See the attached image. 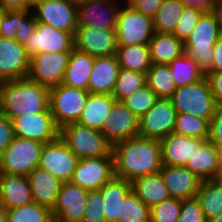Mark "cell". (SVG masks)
<instances>
[{"instance_id":"obj_1","label":"cell","mask_w":222,"mask_h":222,"mask_svg":"<svg viewBox=\"0 0 222 222\" xmlns=\"http://www.w3.org/2000/svg\"><path fill=\"white\" fill-rule=\"evenodd\" d=\"M116 177L133 182L136 178L158 173L161 170L159 140L132 137L112 146Z\"/></svg>"},{"instance_id":"obj_2","label":"cell","mask_w":222,"mask_h":222,"mask_svg":"<svg viewBox=\"0 0 222 222\" xmlns=\"http://www.w3.org/2000/svg\"><path fill=\"white\" fill-rule=\"evenodd\" d=\"M48 107L49 88L28 78L1 82L0 113L10 120L44 112Z\"/></svg>"},{"instance_id":"obj_3","label":"cell","mask_w":222,"mask_h":222,"mask_svg":"<svg viewBox=\"0 0 222 222\" xmlns=\"http://www.w3.org/2000/svg\"><path fill=\"white\" fill-rule=\"evenodd\" d=\"M221 35V25L215 12H203L184 42V53L196 61L205 75L212 72L213 47Z\"/></svg>"},{"instance_id":"obj_4","label":"cell","mask_w":222,"mask_h":222,"mask_svg":"<svg viewBox=\"0 0 222 222\" xmlns=\"http://www.w3.org/2000/svg\"><path fill=\"white\" fill-rule=\"evenodd\" d=\"M177 113H189L211 121L218 107L206 77L175 90L170 98Z\"/></svg>"},{"instance_id":"obj_5","label":"cell","mask_w":222,"mask_h":222,"mask_svg":"<svg viewBox=\"0 0 222 222\" xmlns=\"http://www.w3.org/2000/svg\"><path fill=\"white\" fill-rule=\"evenodd\" d=\"M59 136L79 159L113 156V145L100 131L77 122L62 127Z\"/></svg>"},{"instance_id":"obj_6","label":"cell","mask_w":222,"mask_h":222,"mask_svg":"<svg viewBox=\"0 0 222 222\" xmlns=\"http://www.w3.org/2000/svg\"><path fill=\"white\" fill-rule=\"evenodd\" d=\"M44 144L15 136L0 160V173L28 176L39 166Z\"/></svg>"},{"instance_id":"obj_7","label":"cell","mask_w":222,"mask_h":222,"mask_svg":"<svg viewBox=\"0 0 222 222\" xmlns=\"http://www.w3.org/2000/svg\"><path fill=\"white\" fill-rule=\"evenodd\" d=\"M88 96L89 91L63 83L49 89V108L59 129L78 121Z\"/></svg>"},{"instance_id":"obj_8","label":"cell","mask_w":222,"mask_h":222,"mask_svg":"<svg viewBox=\"0 0 222 222\" xmlns=\"http://www.w3.org/2000/svg\"><path fill=\"white\" fill-rule=\"evenodd\" d=\"M153 35L152 18L134 10L124 2L118 12L116 26L117 44L148 45Z\"/></svg>"},{"instance_id":"obj_9","label":"cell","mask_w":222,"mask_h":222,"mask_svg":"<svg viewBox=\"0 0 222 222\" xmlns=\"http://www.w3.org/2000/svg\"><path fill=\"white\" fill-rule=\"evenodd\" d=\"M71 52H43L30 58L27 78L47 88L63 82Z\"/></svg>"},{"instance_id":"obj_10","label":"cell","mask_w":222,"mask_h":222,"mask_svg":"<svg viewBox=\"0 0 222 222\" xmlns=\"http://www.w3.org/2000/svg\"><path fill=\"white\" fill-rule=\"evenodd\" d=\"M32 12L37 23L70 32L73 36L78 27L77 5L67 0H37Z\"/></svg>"},{"instance_id":"obj_11","label":"cell","mask_w":222,"mask_h":222,"mask_svg":"<svg viewBox=\"0 0 222 222\" xmlns=\"http://www.w3.org/2000/svg\"><path fill=\"white\" fill-rule=\"evenodd\" d=\"M176 116L171 99L159 98L139 119L138 136L160 141L174 132Z\"/></svg>"},{"instance_id":"obj_12","label":"cell","mask_w":222,"mask_h":222,"mask_svg":"<svg viewBox=\"0 0 222 222\" xmlns=\"http://www.w3.org/2000/svg\"><path fill=\"white\" fill-rule=\"evenodd\" d=\"M115 176L113 156L79 159L70 182L87 190H100Z\"/></svg>"},{"instance_id":"obj_13","label":"cell","mask_w":222,"mask_h":222,"mask_svg":"<svg viewBox=\"0 0 222 222\" xmlns=\"http://www.w3.org/2000/svg\"><path fill=\"white\" fill-rule=\"evenodd\" d=\"M11 122L14 136L43 144L56 140L60 134L49 107L41 113L24 114L12 118Z\"/></svg>"},{"instance_id":"obj_14","label":"cell","mask_w":222,"mask_h":222,"mask_svg":"<svg viewBox=\"0 0 222 222\" xmlns=\"http://www.w3.org/2000/svg\"><path fill=\"white\" fill-rule=\"evenodd\" d=\"M78 161L79 158L59 136L56 140L44 144L38 167L62 182H68Z\"/></svg>"},{"instance_id":"obj_15","label":"cell","mask_w":222,"mask_h":222,"mask_svg":"<svg viewBox=\"0 0 222 222\" xmlns=\"http://www.w3.org/2000/svg\"><path fill=\"white\" fill-rule=\"evenodd\" d=\"M29 57L43 52H71L74 48L73 35L51 25L37 23L36 29L23 44Z\"/></svg>"},{"instance_id":"obj_16","label":"cell","mask_w":222,"mask_h":222,"mask_svg":"<svg viewBox=\"0 0 222 222\" xmlns=\"http://www.w3.org/2000/svg\"><path fill=\"white\" fill-rule=\"evenodd\" d=\"M74 48L93 57L116 55V30L78 26L73 36Z\"/></svg>"},{"instance_id":"obj_17","label":"cell","mask_w":222,"mask_h":222,"mask_svg":"<svg viewBox=\"0 0 222 222\" xmlns=\"http://www.w3.org/2000/svg\"><path fill=\"white\" fill-rule=\"evenodd\" d=\"M119 0H86L77 4L78 26L116 30ZM120 4V5H119Z\"/></svg>"},{"instance_id":"obj_18","label":"cell","mask_w":222,"mask_h":222,"mask_svg":"<svg viewBox=\"0 0 222 222\" xmlns=\"http://www.w3.org/2000/svg\"><path fill=\"white\" fill-rule=\"evenodd\" d=\"M30 57L23 44L15 39L0 37V81L27 78Z\"/></svg>"},{"instance_id":"obj_19","label":"cell","mask_w":222,"mask_h":222,"mask_svg":"<svg viewBox=\"0 0 222 222\" xmlns=\"http://www.w3.org/2000/svg\"><path fill=\"white\" fill-rule=\"evenodd\" d=\"M112 144L138 136L139 118L122 101H115L101 131Z\"/></svg>"},{"instance_id":"obj_20","label":"cell","mask_w":222,"mask_h":222,"mask_svg":"<svg viewBox=\"0 0 222 222\" xmlns=\"http://www.w3.org/2000/svg\"><path fill=\"white\" fill-rule=\"evenodd\" d=\"M87 193V190L70 181L63 182L52 210L53 219L60 222H82Z\"/></svg>"},{"instance_id":"obj_21","label":"cell","mask_w":222,"mask_h":222,"mask_svg":"<svg viewBox=\"0 0 222 222\" xmlns=\"http://www.w3.org/2000/svg\"><path fill=\"white\" fill-rule=\"evenodd\" d=\"M159 172L170 197L180 200L196 197L202 180L187 167L162 165Z\"/></svg>"},{"instance_id":"obj_22","label":"cell","mask_w":222,"mask_h":222,"mask_svg":"<svg viewBox=\"0 0 222 222\" xmlns=\"http://www.w3.org/2000/svg\"><path fill=\"white\" fill-rule=\"evenodd\" d=\"M205 141L174 132L170 133L160 140L162 165L185 166L194 155L195 150L200 148Z\"/></svg>"},{"instance_id":"obj_23","label":"cell","mask_w":222,"mask_h":222,"mask_svg":"<svg viewBox=\"0 0 222 222\" xmlns=\"http://www.w3.org/2000/svg\"><path fill=\"white\" fill-rule=\"evenodd\" d=\"M119 70L116 55L95 57L89 76V93L112 95Z\"/></svg>"},{"instance_id":"obj_24","label":"cell","mask_w":222,"mask_h":222,"mask_svg":"<svg viewBox=\"0 0 222 222\" xmlns=\"http://www.w3.org/2000/svg\"><path fill=\"white\" fill-rule=\"evenodd\" d=\"M27 177L33 201L52 211L63 182L39 167L31 171Z\"/></svg>"},{"instance_id":"obj_25","label":"cell","mask_w":222,"mask_h":222,"mask_svg":"<svg viewBox=\"0 0 222 222\" xmlns=\"http://www.w3.org/2000/svg\"><path fill=\"white\" fill-rule=\"evenodd\" d=\"M0 202L8 210L33 203L28 177L0 173Z\"/></svg>"},{"instance_id":"obj_26","label":"cell","mask_w":222,"mask_h":222,"mask_svg":"<svg viewBox=\"0 0 222 222\" xmlns=\"http://www.w3.org/2000/svg\"><path fill=\"white\" fill-rule=\"evenodd\" d=\"M185 167L202 181L219 179L222 171L218 162L217 147L208 140L205 141L195 150Z\"/></svg>"},{"instance_id":"obj_27","label":"cell","mask_w":222,"mask_h":222,"mask_svg":"<svg viewBox=\"0 0 222 222\" xmlns=\"http://www.w3.org/2000/svg\"><path fill=\"white\" fill-rule=\"evenodd\" d=\"M105 222H120L121 202L133 191L132 183L114 176L101 189Z\"/></svg>"},{"instance_id":"obj_28","label":"cell","mask_w":222,"mask_h":222,"mask_svg":"<svg viewBox=\"0 0 222 222\" xmlns=\"http://www.w3.org/2000/svg\"><path fill=\"white\" fill-rule=\"evenodd\" d=\"M115 101L112 95L89 93L87 103L77 123L101 131Z\"/></svg>"},{"instance_id":"obj_29","label":"cell","mask_w":222,"mask_h":222,"mask_svg":"<svg viewBox=\"0 0 222 222\" xmlns=\"http://www.w3.org/2000/svg\"><path fill=\"white\" fill-rule=\"evenodd\" d=\"M152 64H170L184 53V43L173 33H156L148 44Z\"/></svg>"},{"instance_id":"obj_30","label":"cell","mask_w":222,"mask_h":222,"mask_svg":"<svg viewBox=\"0 0 222 222\" xmlns=\"http://www.w3.org/2000/svg\"><path fill=\"white\" fill-rule=\"evenodd\" d=\"M94 59L95 57L73 48L62 83L69 87L88 91L89 76Z\"/></svg>"},{"instance_id":"obj_31","label":"cell","mask_w":222,"mask_h":222,"mask_svg":"<svg viewBox=\"0 0 222 222\" xmlns=\"http://www.w3.org/2000/svg\"><path fill=\"white\" fill-rule=\"evenodd\" d=\"M132 189L149 208L170 198L160 172L136 178Z\"/></svg>"},{"instance_id":"obj_32","label":"cell","mask_w":222,"mask_h":222,"mask_svg":"<svg viewBox=\"0 0 222 222\" xmlns=\"http://www.w3.org/2000/svg\"><path fill=\"white\" fill-rule=\"evenodd\" d=\"M116 57L120 68L147 74L152 66L148 45H118Z\"/></svg>"},{"instance_id":"obj_33","label":"cell","mask_w":222,"mask_h":222,"mask_svg":"<svg viewBox=\"0 0 222 222\" xmlns=\"http://www.w3.org/2000/svg\"><path fill=\"white\" fill-rule=\"evenodd\" d=\"M207 222L222 214V181H202L196 195Z\"/></svg>"},{"instance_id":"obj_34","label":"cell","mask_w":222,"mask_h":222,"mask_svg":"<svg viewBox=\"0 0 222 222\" xmlns=\"http://www.w3.org/2000/svg\"><path fill=\"white\" fill-rule=\"evenodd\" d=\"M184 7L181 0H164L152 18L154 32L173 33Z\"/></svg>"},{"instance_id":"obj_35","label":"cell","mask_w":222,"mask_h":222,"mask_svg":"<svg viewBox=\"0 0 222 222\" xmlns=\"http://www.w3.org/2000/svg\"><path fill=\"white\" fill-rule=\"evenodd\" d=\"M146 84L158 98L170 99L177 86L168 65L152 64L146 74Z\"/></svg>"},{"instance_id":"obj_36","label":"cell","mask_w":222,"mask_h":222,"mask_svg":"<svg viewBox=\"0 0 222 222\" xmlns=\"http://www.w3.org/2000/svg\"><path fill=\"white\" fill-rule=\"evenodd\" d=\"M168 67L177 88L184 85L196 83L205 77V74L199 69L196 61L183 53L175 58Z\"/></svg>"},{"instance_id":"obj_37","label":"cell","mask_w":222,"mask_h":222,"mask_svg":"<svg viewBox=\"0 0 222 222\" xmlns=\"http://www.w3.org/2000/svg\"><path fill=\"white\" fill-rule=\"evenodd\" d=\"M174 133L208 140L209 122L206 119L193 116L189 113H177Z\"/></svg>"},{"instance_id":"obj_38","label":"cell","mask_w":222,"mask_h":222,"mask_svg":"<svg viewBox=\"0 0 222 222\" xmlns=\"http://www.w3.org/2000/svg\"><path fill=\"white\" fill-rule=\"evenodd\" d=\"M146 84V74L120 68L112 96L122 101Z\"/></svg>"},{"instance_id":"obj_39","label":"cell","mask_w":222,"mask_h":222,"mask_svg":"<svg viewBox=\"0 0 222 222\" xmlns=\"http://www.w3.org/2000/svg\"><path fill=\"white\" fill-rule=\"evenodd\" d=\"M52 211L35 202L7 211V222H51Z\"/></svg>"},{"instance_id":"obj_40","label":"cell","mask_w":222,"mask_h":222,"mask_svg":"<svg viewBox=\"0 0 222 222\" xmlns=\"http://www.w3.org/2000/svg\"><path fill=\"white\" fill-rule=\"evenodd\" d=\"M120 222H150V208L133 191L121 202Z\"/></svg>"},{"instance_id":"obj_41","label":"cell","mask_w":222,"mask_h":222,"mask_svg":"<svg viewBox=\"0 0 222 222\" xmlns=\"http://www.w3.org/2000/svg\"><path fill=\"white\" fill-rule=\"evenodd\" d=\"M158 99L156 93L145 84L130 96L124 98L122 103L140 119L151 107L154 106Z\"/></svg>"},{"instance_id":"obj_42","label":"cell","mask_w":222,"mask_h":222,"mask_svg":"<svg viewBox=\"0 0 222 222\" xmlns=\"http://www.w3.org/2000/svg\"><path fill=\"white\" fill-rule=\"evenodd\" d=\"M182 200L170 197L150 208V222H177Z\"/></svg>"},{"instance_id":"obj_43","label":"cell","mask_w":222,"mask_h":222,"mask_svg":"<svg viewBox=\"0 0 222 222\" xmlns=\"http://www.w3.org/2000/svg\"><path fill=\"white\" fill-rule=\"evenodd\" d=\"M202 13L201 9L185 6L173 34L184 43L195 28Z\"/></svg>"},{"instance_id":"obj_44","label":"cell","mask_w":222,"mask_h":222,"mask_svg":"<svg viewBox=\"0 0 222 222\" xmlns=\"http://www.w3.org/2000/svg\"><path fill=\"white\" fill-rule=\"evenodd\" d=\"M82 222H105L103 197L100 190L88 191Z\"/></svg>"},{"instance_id":"obj_45","label":"cell","mask_w":222,"mask_h":222,"mask_svg":"<svg viewBox=\"0 0 222 222\" xmlns=\"http://www.w3.org/2000/svg\"><path fill=\"white\" fill-rule=\"evenodd\" d=\"M177 222H207L197 197L182 200L181 214Z\"/></svg>"},{"instance_id":"obj_46","label":"cell","mask_w":222,"mask_h":222,"mask_svg":"<svg viewBox=\"0 0 222 222\" xmlns=\"http://www.w3.org/2000/svg\"><path fill=\"white\" fill-rule=\"evenodd\" d=\"M37 21L32 10H19V27L16 29L15 40L21 44L27 41L36 29Z\"/></svg>"},{"instance_id":"obj_47","label":"cell","mask_w":222,"mask_h":222,"mask_svg":"<svg viewBox=\"0 0 222 222\" xmlns=\"http://www.w3.org/2000/svg\"><path fill=\"white\" fill-rule=\"evenodd\" d=\"M19 27V10H5L1 24L0 37L15 39Z\"/></svg>"},{"instance_id":"obj_48","label":"cell","mask_w":222,"mask_h":222,"mask_svg":"<svg viewBox=\"0 0 222 222\" xmlns=\"http://www.w3.org/2000/svg\"><path fill=\"white\" fill-rule=\"evenodd\" d=\"M208 141L216 147L222 146V106H218L215 115L209 122Z\"/></svg>"},{"instance_id":"obj_49","label":"cell","mask_w":222,"mask_h":222,"mask_svg":"<svg viewBox=\"0 0 222 222\" xmlns=\"http://www.w3.org/2000/svg\"><path fill=\"white\" fill-rule=\"evenodd\" d=\"M14 131L11 120L0 113V160L6 147L14 139Z\"/></svg>"},{"instance_id":"obj_50","label":"cell","mask_w":222,"mask_h":222,"mask_svg":"<svg viewBox=\"0 0 222 222\" xmlns=\"http://www.w3.org/2000/svg\"><path fill=\"white\" fill-rule=\"evenodd\" d=\"M134 10L153 18L164 0H124Z\"/></svg>"},{"instance_id":"obj_51","label":"cell","mask_w":222,"mask_h":222,"mask_svg":"<svg viewBox=\"0 0 222 222\" xmlns=\"http://www.w3.org/2000/svg\"><path fill=\"white\" fill-rule=\"evenodd\" d=\"M207 78L212 95L218 106H222V72H209Z\"/></svg>"},{"instance_id":"obj_52","label":"cell","mask_w":222,"mask_h":222,"mask_svg":"<svg viewBox=\"0 0 222 222\" xmlns=\"http://www.w3.org/2000/svg\"><path fill=\"white\" fill-rule=\"evenodd\" d=\"M4 10H32L33 0H0Z\"/></svg>"},{"instance_id":"obj_53","label":"cell","mask_w":222,"mask_h":222,"mask_svg":"<svg viewBox=\"0 0 222 222\" xmlns=\"http://www.w3.org/2000/svg\"><path fill=\"white\" fill-rule=\"evenodd\" d=\"M185 6L201 9L203 12L214 11L216 0H181Z\"/></svg>"},{"instance_id":"obj_54","label":"cell","mask_w":222,"mask_h":222,"mask_svg":"<svg viewBox=\"0 0 222 222\" xmlns=\"http://www.w3.org/2000/svg\"><path fill=\"white\" fill-rule=\"evenodd\" d=\"M212 72H222V35L213 47Z\"/></svg>"},{"instance_id":"obj_55","label":"cell","mask_w":222,"mask_h":222,"mask_svg":"<svg viewBox=\"0 0 222 222\" xmlns=\"http://www.w3.org/2000/svg\"><path fill=\"white\" fill-rule=\"evenodd\" d=\"M214 12L217 15V19L219 20L222 30V1H216Z\"/></svg>"},{"instance_id":"obj_56","label":"cell","mask_w":222,"mask_h":222,"mask_svg":"<svg viewBox=\"0 0 222 222\" xmlns=\"http://www.w3.org/2000/svg\"><path fill=\"white\" fill-rule=\"evenodd\" d=\"M8 209L0 202V222H7Z\"/></svg>"},{"instance_id":"obj_57","label":"cell","mask_w":222,"mask_h":222,"mask_svg":"<svg viewBox=\"0 0 222 222\" xmlns=\"http://www.w3.org/2000/svg\"><path fill=\"white\" fill-rule=\"evenodd\" d=\"M217 156H218V162H219V165H220V169L222 171V146L217 147Z\"/></svg>"},{"instance_id":"obj_58","label":"cell","mask_w":222,"mask_h":222,"mask_svg":"<svg viewBox=\"0 0 222 222\" xmlns=\"http://www.w3.org/2000/svg\"><path fill=\"white\" fill-rule=\"evenodd\" d=\"M4 14H5V10L0 6V31H1V24L3 21Z\"/></svg>"},{"instance_id":"obj_59","label":"cell","mask_w":222,"mask_h":222,"mask_svg":"<svg viewBox=\"0 0 222 222\" xmlns=\"http://www.w3.org/2000/svg\"><path fill=\"white\" fill-rule=\"evenodd\" d=\"M209 222H222V214L212 220H210Z\"/></svg>"},{"instance_id":"obj_60","label":"cell","mask_w":222,"mask_h":222,"mask_svg":"<svg viewBox=\"0 0 222 222\" xmlns=\"http://www.w3.org/2000/svg\"><path fill=\"white\" fill-rule=\"evenodd\" d=\"M67 1H69V2H71V3H74V4H80V3H82V2H84V1H86V0H67Z\"/></svg>"},{"instance_id":"obj_61","label":"cell","mask_w":222,"mask_h":222,"mask_svg":"<svg viewBox=\"0 0 222 222\" xmlns=\"http://www.w3.org/2000/svg\"><path fill=\"white\" fill-rule=\"evenodd\" d=\"M51 222H60V221L53 219Z\"/></svg>"}]
</instances>
